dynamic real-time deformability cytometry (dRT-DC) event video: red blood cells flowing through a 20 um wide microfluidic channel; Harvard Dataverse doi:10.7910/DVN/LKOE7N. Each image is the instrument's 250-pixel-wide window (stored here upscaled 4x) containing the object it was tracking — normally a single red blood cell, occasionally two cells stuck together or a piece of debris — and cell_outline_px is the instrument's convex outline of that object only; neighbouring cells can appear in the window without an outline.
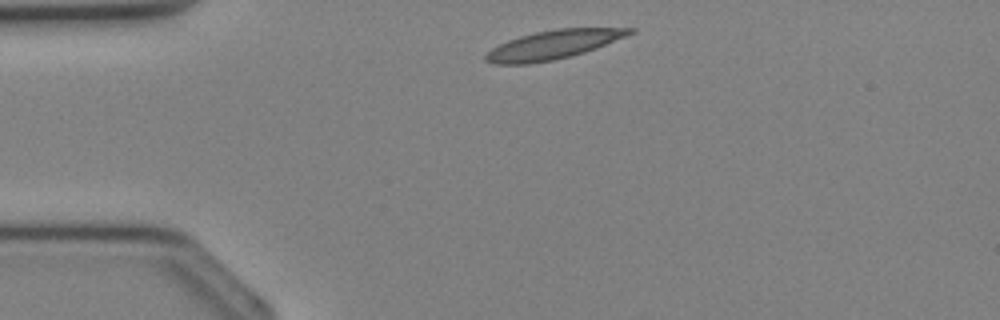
{"species": "Egyptian fruit bat (a non-hibernating species)", "species_latin": "Rousettus aegyptiacus", "temperature_condition": "cold", "stored_images_in_passage": 30, "camera_frame_rate_fps": 3000, "um_per_image_px": 0.085, "animal": {"sex": "female"}, "frame": {"image": 1, "passage_image": 2, "time_ms": 0.333, "image_size_px": [1000, 320], "cell_outline_px": [[636, 32], [596, 48], [584, 52], [552, 60], [528, 64], [496, 64], [484, 60], [484, 56], [492, 48], [508, 40], [520, 36], [536, 32], [556, 28], [636, 28]], "centroid_in_image_um": [47.03, 3.79], "position_along_channel_um": 38.0, "area_um2": 23.93}}
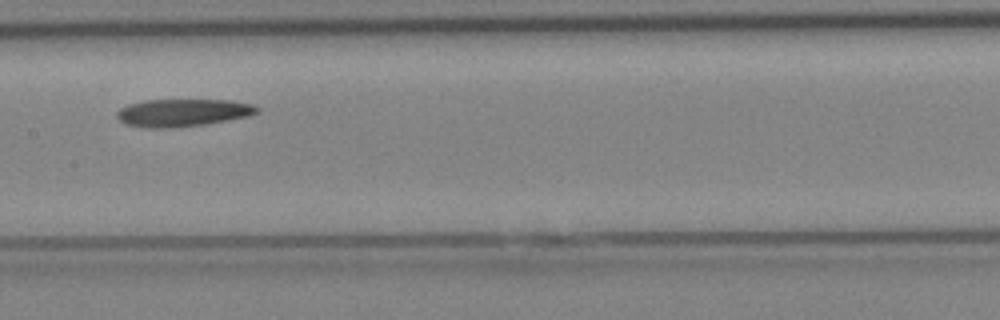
{"frame": {"image": 2, "passage_image": 12, "time_ms": 3.667, "image_size_px": [1000, 320], "cell_outline_px": [[260, 112], [248, 116], [204, 124], [168, 128], [148, 128], [124, 124], [116, 116], [116, 112], [120, 108], [128, 104], [144, 100], [232, 100], [252, 104], [260, 108]], "centroid_in_image_um": [15.52, 9.57], "position_along_channel_um": 191.9, "area_um2": 22.54}}
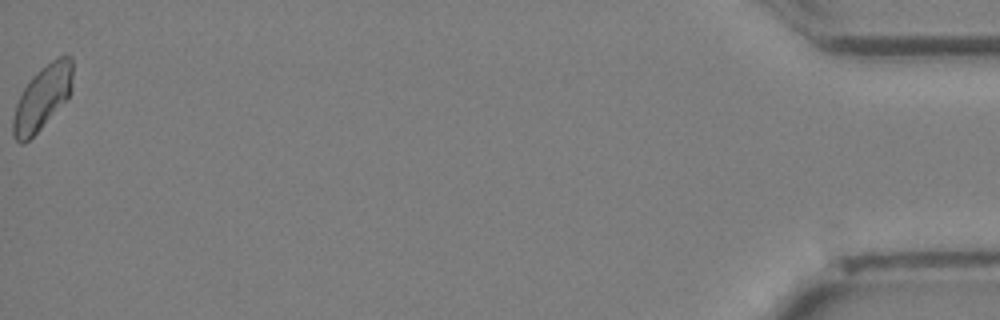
{"frame": {"image": 3, "passage_image": 30, "time_ms": 9.667, "image_size_px": [1000, 320], "cell_outline_px": [[72, 88], [68, 100], [24, 144], [20, 144], [12, 136], [12, 120], [16, 104], [24, 88], [32, 76], [36, 72], [52, 60], [68, 52], [72, 56]], "centroid_in_image_um": [3.61, 8.29], "position_along_channel_um": 431.6, "area_um2": 22.43}}